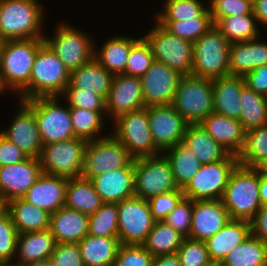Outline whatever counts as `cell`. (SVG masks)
<instances>
[{"mask_svg":"<svg viewBox=\"0 0 267 266\" xmlns=\"http://www.w3.org/2000/svg\"><path fill=\"white\" fill-rule=\"evenodd\" d=\"M69 69L44 43L37 51L29 84L16 96L20 101L37 97H60L70 83Z\"/></svg>","mask_w":267,"mask_h":266,"instance_id":"cell-1","label":"cell"},{"mask_svg":"<svg viewBox=\"0 0 267 266\" xmlns=\"http://www.w3.org/2000/svg\"><path fill=\"white\" fill-rule=\"evenodd\" d=\"M38 0H0V38H44L46 14Z\"/></svg>","mask_w":267,"mask_h":266,"instance_id":"cell-2","label":"cell"},{"mask_svg":"<svg viewBox=\"0 0 267 266\" xmlns=\"http://www.w3.org/2000/svg\"><path fill=\"white\" fill-rule=\"evenodd\" d=\"M230 219L251 221L262 207L259 197V168L238 164L221 198Z\"/></svg>","mask_w":267,"mask_h":266,"instance_id":"cell-3","label":"cell"},{"mask_svg":"<svg viewBox=\"0 0 267 266\" xmlns=\"http://www.w3.org/2000/svg\"><path fill=\"white\" fill-rule=\"evenodd\" d=\"M44 43V38L5 41L0 59V76L4 87L15 92V96L29 84L37 51Z\"/></svg>","mask_w":267,"mask_h":266,"instance_id":"cell-4","label":"cell"},{"mask_svg":"<svg viewBox=\"0 0 267 266\" xmlns=\"http://www.w3.org/2000/svg\"><path fill=\"white\" fill-rule=\"evenodd\" d=\"M231 43L214 25L193 43L191 76L215 80L229 75Z\"/></svg>","mask_w":267,"mask_h":266,"instance_id":"cell-5","label":"cell"},{"mask_svg":"<svg viewBox=\"0 0 267 266\" xmlns=\"http://www.w3.org/2000/svg\"><path fill=\"white\" fill-rule=\"evenodd\" d=\"M59 22L53 37L45 35L44 40L71 72L94 58L95 37L65 20Z\"/></svg>","mask_w":267,"mask_h":266,"instance_id":"cell-6","label":"cell"},{"mask_svg":"<svg viewBox=\"0 0 267 266\" xmlns=\"http://www.w3.org/2000/svg\"><path fill=\"white\" fill-rule=\"evenodd\" d=\"M61 97H37L23 101L36 118L43 145L72 139L75 137L70 107L63 106Z\"/></svg>","mask_w":267,"mask_h":266,"instance_id":"cell-7","label":"cell"},{"mask_svg":"<svg viewBox=\"0 0 267 266\" xmlns=\"http://www.w3.org/2000/svg\"><path fill=\"white\" fill-rule=\"evenodd\" d=\"M171 105L189 124L201 123L214 112L213 80L183 76Z\"/></svg>","mask_w":267,"mask_h":266,"instance_id":"cell-8","label":"cell"},{"mask_svg":"<svg viewBox=\"0 0 267 266\" xmlns=\"http://www.w3.org/2000/svg\"><path fill=\"white\" fill-rule=\"evenodd\" d=\"M113 122L111 133L134 158L160 155L149 127L147 107L123 114Z\"/></svg>","mask_w":267,"mask_h":266,"instance_id":"cell-9","label":"cell"},{"mask_svg":"<svg viewBox=\"0 0 267 266\" xmlns=\"http://www.w3.org/2000/svg\"><path fill=\"white\" fill-rule=\"evenodd\" d=\"M150 44L155 61L162 62L183 76H190L193 68V43L170 34L159 23L143 36Z\"/></svg>","mask_w":267,"mask_h":266,"instance_id":"cell-10","label":"cell"},{"mask_svg":"<svg viewBox=\"0 0 267 266\" xmlns=\"http://www.w3.org/2000/svg\"><path fill=\"white\" fill-rule=\"evenodd\" d=\"M88 141L74 137L43 145L39 161L42 173L67 178L81 177Z\"/></svg>","mask_w":267,"mask_h":266,"instance_id":"cell-11","label":"cell"},{"mask_svg":"<svg viewBox=\"0 0 267 266\" xmlns=\"http://www.w3.org/2000/svg\"><path fill=\"white\" fill-rule=\"evenodd\" d=\"M238 164V158L233 154L222 161L201 164L199 171L182 189L184 197L193 201L221 199L230 175Z\"/></svg>","mask_w":267,"mask_h":266,"instance_id":"cell-12","label":"cell"},{"mask_svg":"<svg viewBox=\"0 0 267 266\" xmlns=\"http://www.w3.org/2000/svg\"><path fill=\"white\" fill-rule=\"evenodd\" d=\"M134 183L135 196L144 200L178 189L171 166L162 153L134 159Z\"/></svg>","mask_w":267,"mask_h":266,"instance_id":"cell-13","label":"cell"},{"mask_svg":"<svg viewBox=\"0 0 267 266\" xmlns=\"http://www.w3.org/2000/svg\"><path fill=\"white\" fill-rule=\"evenodd\" d=\"M122 167H134V158L112 134L88 141L82 177L91 179Z\"/></svg>","mask_w":267,"mask_h":266,"instance_id":"cell-14","label":"cell"},{"mask_svg":"<svg viewBox=\"0 0 267 266\" xmlns=\"http://www.w3.org/2000/svg\"><path fill=\"white\" fill-rule=\"evenodd\" d=\"M156 220L147 200L133 196L118 203V239L125 245H142Z\"/></svg>","mask_w":267,"mask_h":266,"instance_id":"cell-15","label":"cell"},{"mask_svg":"<svg viewBox=\"0 0 267 266\" xmlns=\"http://www.w3.org/2000/svg\"><path fill=\"white\" fill-rule=\"evenodd\" d=\"M147 112L152 139L161 152L183 142L189 123L172 105L148 106Z\"/></svg>","mask_w":267,"mask_h":266,"instance_id":"cell-16","label":"cell"},{"mask_svg":"<svg viewBox=\"0 0 267 266\" xmlns=\"http://www.w3.org/2000/svg\"><path fill=\"white\" fill-rule=\"evenodd\" d=\"M182 77L183 75L166 64L154 61L140 77L145 107L171 105Z\"/></svg>","mask_w":267,"mask_h":266,"instance_id":"cell-17","label":"cell"},{"mask_svg":"<svg viewBox=\"0 0 267 266\" xmlns=\"http://www.w3.org/2000/svg\"><path fill=\"white\" fill-rule=\"evenodd\" d=\"M145 108L140 77L126 74L114 75L106 99V117L111 122L117 117ZM109 116V117H108Z\"/></svg>","mask_w":267,"mask_h":266,"instance_id":"cell-18","label":"cell"},{"mask_svg":"<svg viewBox=\"0 0 267 266\" xmlns=\"http://www.w3.org/2000/svg\"><path fill=\"white\" fill-rule=\"evenodd\" d=\"M41 174L39 158L35 157L0 167V198L5 204L23 198Z\"/></svg>","mask_w":267,"mask_h":266,"instance_id":"cell-19","label":"cell"},{"mask_svg":"<svg viewBox=\"0 0 267 266\" xmlns=\"http://www.w3.org/2000/svg\"><path fill=\"white\" fill-rule=\"evenodd\" d=\"M17 110L8 128L0 133L28 157L39 158L43 144L34 112L20 100Z\"/></svg>","mask_w":267,"mask_h":266,"instance_id":"cell-20","label":"cell"},{"mask_svg":"<svg viewBox=\"0 0 267 266\" xmlns=\"http://www.w3.org/2000/svg\"><path fill=\"white\" fill-rule=\"evenodd\" d=\"M230 220L227 209L219 200L193 201L189 238L206 241Z\"/></svg>","mask_w":267,"mask_h":266,"instance_id":"cell-21","label":"cell"},{"mask_svg":"<svg viewBox=\"0 0 267 266\" xmlns=\"http://www.w3.org/2000/svg\"><path fill=\"white\" fill-rule=\"evenodd\" d=\"M50 230L20 233L17 237L13 265L37 266L51 259L56 246Z\"/></svg>","mask_w":267,"mask_h":266,"instance_id":"cell-22","label":"cell"},{"mask_svg":"<svg viewBox=\"0 0 267 266\" xmlns=\"http://www.w3.org/2000/svg\"><path fill=\"white\" fill-rule=\"evenodd\" d=\"M68 178L42 173L23 197L28 203L52 214L65 206Z\"/></svg>","mask_w":267,"mask_h":266,"instance_id":"cell-23","label":"cell"},{"mask_svg":"<svg viewBox=\"0 0 267 266\" xmlns=\"http://www.w3.org/2000/svg\"><path fill=\"white\" fill-rule=\"evenodd\" d=\"M102 202L119 203L135 196L134 167H122L90 179Z\"/></svg>","mask_w":267,"mask_h":266,"instance_id":"cell-24","label":"cell"},{"mask_svg":"<svg viewBox=\"0 0 267 266\" xmlns=\"http://www.w3.org/2000/svg\"><path fill=\"white\" fill-rule=\"evenodd\" d=\"M261 37L230 45L229 75L244 77L254 69L267 65V42L262 41Z\"/></svg>","mask_w":267,"mask_h":266,"instance_id":"cell-25","label":"cell"},{"mask_svg":"<svg viewBox=\"0 0 267 266\" xmlns=\"http://www.w3.org/2000/svg\"><path fill=\"white\" fill-rule=\"evenodd\" d=\"M200 125L231 154L238 156L245 142V130L237 119L213 112Z\"/></svg>","mask_w":267,"mask_h":266,"instance_id":"cell-26","label":"cell"},{"mask_svg":"<svg viewBox=\"0 0 267 266\" xmlns=\"http://www.w3.org/2000/svg\"><path fill=\"white\" fill-rule=\"evenodd\" d=\"M89 215L61 207L50 214L49 230L57 244L79 243L88 234Z\"/></svg>","mask_w":267,"mask_h":266,"instance_id":"cell-27","label":"cell"},{"mask_svg":"<svg viewBox=\"0 0 267 266\" xmlns=\"http://www.w3.org/2000/svg\"><path fill=\"white\" fill-rule=\"evenodd\" d=\"M250 234V221L230 219L223 228L205 241L210 260L222 262L230 251Z\"/></svg>","mask_w":267,"mask_h":266,"instance_id":"cell-28","label":"cell"},{"mask_svg":"<svg viewBox=\"0 0 267 266\" xmlns=\"http://www.w3.org/2000/svg\"><path fill=\"white\" fill-rule=\"evenodd\" d=\"M138 39L139 38H134L132 36H125V34H116L105 40L100 47H98L97 42L94 41V59L113 75L123 74L125 72L131 46Z\"/></svg>","mask_w":267,"mask_h":266,"instance_id":"cell-29","label":"cell"},{"mask_svg":"<svg viewBox=\"0 0 267 266\" xmlns=\"http://www.w3.org/2000/svg\"><path fill=\"white\" fill-rule=\"evenodd\" d=\"M245 86L242 76L228 75L213 80L214 112L239 120L240 96Z\"/></svg>","mask_w":267,"mask_h":266,"instance_id":"cell-30","label":"cell"},{"mask_svg":"<svg viewBox=\"0 0 267 266\" xmlns=\"http://www.w3.org/2000/svg\"><path fill=\"white\" fill-rule=\"evenodd\" d=\"M182 143L193 151L201 164L222 161L231 155L207 133L200 123L188 124Z\"/></svg>","mask_w":267,"mask_h":266,"instance_id":"cell-31","label":"cell"},{"mask_svg":"<svg viewBox=\"0 0 267 266\" xmlns=\"http://www.w3.org/2000/svg\"><path fill=\"white\" fill-rule=\"evenodd\" d=\"M6 210L12 218L18 234L49 229L50 213L28 203L23 198L7 202Z\"/></svg>","mask_w":267,"mask_h":266,"instance_id":"cell-32","label":"cell"},{"mask_svg":"<svg viewBox=\"0 0 267 266\" xmlns=\"http://www.w3.org/2000/svg\"><path fill=\"white\" fill-rule=\"evenodd\" d=\"M114 75L102 67L96 59L71 71L70 83L66 88H83L93 91L105 101L111 89Z\"/></svg>","mask_w":267,"mask_h":266,"instance_id":"cell-33","label":"cell"},{"mask_svg":"<svg viewBox=\"0 0 267 266\" xmlns=\"http://www.w3.org/2000/svg\"><path fill=\"white\" fill-rule=\"evenodd\" d=\"M84 266H113L121 242L118 237L87 234L79 243Z\"/></svg>","mask_w":267,"mask_h":266,"instance_id":"cell-34","label":"cell"},{"mask_svg":"<svg viewBox=\"0 0 267 266\" xmlns=\"http://www.w3.org/2000/svg\"><path fill=\"white\" fill-rule=\"evenodd\" d=\"M90 179L84 177L68 178L65 195V207L91 215L102 205Z\"/></svg>","mask_w":267,"mask_h":266,"instance_id":"cell-35","label":"cell"},{"mask_svg":"<svg viewBox=\"0 0 267 266\" xmlns=\"http://www.w3.org/2000/svg\"><path fill=\"white\" fill-rule=\"evenodd\" d=\"M162 154L171 166L175 184L179 189H183L199 171L201 163L193 151L183 143L176 144L163 151Z\"/></svg>","mask_w":267,"mask_h":266,"instance_id":"cell-36","label":"cell"},{"mask_svg":"<svg viewBox=\"0 0 267 266\" xmlns=\"http://www.w3.org/2000/svg\"><path fill=\"white\" fill-rule=\"evenodd\" d=\"M224 266H267V243L250 234L223 259Z\"/></svg>","mask_w":267,"mask_h":266,"instance_id":"cell-37","label":"cell"},{"mask_svg":"<svg viewBox=\"0 0 267 266\" xmlns=\"http://www.w3.org/2000/svg\"><path fill=\"white\" fill-rule=\"evenodd\" d=\"M184 236L164 221H156L142 246L152 255L177 253Z\"/></svg>","mask_w":267,"mask_h":266,"instance_id":"cell-38","label":"cell"},{"mask_svg":"<svg viewBox=\"0 0 267 266\" xmlns=\"http://www.w3.org/2000/svg\"><path fill=\"white\" fill-rule=\"evenodd\" d=\"M240 116L245 131L267 124V97L245 86L240 96Z\"/></svg>","mask_w":267,"mask_h":266,"instance_id":"cell-39","label":"cell"},{"mask_svg":"<svg viewBox=\"0 0 267 266\" xmlns=\"http://www.w3.org/2000/svg\"><path fill=\"white\" fill-rule=\"evenodd\" d=\"M215 26L232 44L259 38V25L254 14L232 15L221 18Z\"/></svg>","mask_w":267,"mask_h":266,"instance_id":"cell-40","label":"cell"},{"mask_svg":"<svg viewBox=\"0 0 267 266\" xmlns=\"http://www.w3.org/2000/svg\"><path fill=\"white\" fill-rule=\"evenodd\" d=\"M70 116L74 135L86 141H93L105 137L101 134L104 127L106 111H91L77 107H70Z\"/></svg>","mask_w":267,"mask_h":266,"instance_id":"cell-41","label":"cell"},{"mask_svg":"<svg viewBox=\"0 0 267 266\" xmlns=\"http://www.w3.org/2000/svg\"><path fill=\"white\" fill-rule=\"evenodd\" d=\"M237 158L240 165L253 168L267 161V124L245 132V142Z\"/></svg>","mask_w":267,"mask_h":266,"instance_id":"cell-42","label":"cell"},{"mask_svg":"<svg viewBox=\"0 0 267 266\" xmlns=\"http://www.w3.org/2000/svg\"><path fill=\"white\" fill-rule=\"evenodd\" d=\"M170 34L194 43L214 26L209 8L199 17L181 21H155Z\"/></svg>","mask_w":267,"mask_h":266,"instance_id":"cell-43","label":"cell"},{"mask_svg":"<svg viewBox=\"0 0 267 266\" xmlns=\"http://www.w3.org/2000/svg\"><path fill=\"white\" fill-rule=\"evenodd\" d=\"M88 234L97 237H118V203L103 202L89 215Z\"/></svg>","mask_w":267,"mask_h":266,"instance_id":"cell-44","label":"cell"},{"mask_svg":"<svg viewBox=\"0 0 267 266\" xmlns=\"http://www.w3.org/2000/svg\"><path fill=\"white\" fill-rule=\"evenodd\" d=\"M202 0H175L166 3L161 11H157L155 21H181L199 18L208 4Z\"/></svg>","mask_w":267,"mask_h":266,"instance_id":"cell-45","label":"cell"},{"mask_svg":"<svg viewBox=\"0 0 267 266\" xmlns=\"http://www.w3.org/2000/svg\"><path fill=\"white\" fill-rule=\"evenodd\" d=\"M154 61L150 44L143 36L139 37L131 46L123 74L141 77L151 67Z\"/></svg>","mask_w":267,"mask_h":266,"instance_id":"cell-46","label":"cell"},{"mask_svg":"<svg viewBox=\"0 0 267 266\" xmlns=\"http://www.w3.org/2000/svg\"><path fill=\"white\" fill-rule=\"evenodd\" d=\"M18 232L5 209L0 214V264H12L16 252Z\"/></svg>","mask_w":267,"mask_h":266,"instance_id":"cell-47","label":"cell"},{"mask_svg":"<svg viewBox=\"0 0 267 266\" xmlns=\"http://www.w3.org/2000/svg\"><path fill=\"white\" fill-rule=\"evenodd\" d=\"M62 97L69 107L91 111H106V101L93 91L83 88H65Z\"/></svg>","mask_w":267,"mask_h":266,"instance_id":"cell-48","label":"cell"},{"mask_svg":"<svg viewBox=\"0 0 267 266\" xmlns=\"http://www.w3.org/2000/svg\"><path fill=\"white\" fill-rule=\"evenodd\" d=\"M181 266H205L210 262L205 241L184 238L177 251Z\"/></svg>","mask_w":267,"mask_h":266,"instance_id":"cell-49","label":"cell"},{"mask_svg":"<svg viewBox=\"0 0 267 266\" xmlns=\"http://www.w3.org/2000/svg\"><path fill=\"white\" fill-rule=\"evenodd\" d=\"M207 3L214 25L224 17L253 14L250 0H209Z\"/></svg>","mask_w":267,"mask_h":266,"instance_id":"cell-50","label":"cell"},{"mask_svg":"<svg viewBox=\"0 0 267 266\" xmlns=\"http://www.w3.org/2000/svg\"><path fill=\"white\" fill-rule=\"evenodd\" d=\"M193 200L183 198L163 220L168 226L189 238L192 223Z\"/></svg>","mask_w":267,"mask_h":266,"instance_id":"cell-51","label":"cell"},{"mask_svg":"<svg viewBox=\"0 0 267 266\" xmlns=\"http://www.w3.org/2000/svg\"><path fill=\"white\" fill-rule=\"evenodd\" d=\"M183 198L182 189L178 188L177 190L153 196L147 202L153 218L156 221H163Z\"/></svg>","mask_w":267,"mask_h":266,"instance_id":"cell-52","label":"cell"},{"mask_svg":"<svg viewBox=\"0 0 267 266\" xmlns=\"http://www.w3.org/2000/svg\"><path fill=\"white\" fill-rule=\"evenodd\" d=\"M153 256L142 245L121 244L113 266H152Z\"/></svg>","mask_w":267,"mask_h":266,"instance_id":"cell-53","label":"cell"},{"mask_svg":"<svg viewBox=\"0 0 267 266\" xmlns=\"http://www.w3.org/2000/svg\"><path fill=\"white\" fill-rule=\"evenodd\" d=\"M50 260L56 266H84L78 243L56 244Z\"/></svg>","mask_w":267,"mask_h":266,"instance_id":"cell-54","label":"cell"},{"mask_svg":"<svg viewBox=\"0 0 267 266\" xmlns=\"http://www.w3.org/2000/svg\"><path fill=\"white\" fill-rule=\"evenodd\" d=\"M25 152L0 133V167L27 159Z\"/></svg>","mask_w":267,"mask_h":266,"instance_id":"cell-55","label":"cell"},{"mask_svg":"<svg viewBox=\"0 0 267 266\" xmlns=\"http://www.w3.org/2000/svg\"><path fill=\"white\" fill-rule=\"evenodd\" d=\"M243 78L249 89L267 97V65L254 69Z\"/></svg>","mask_w":267,"mask_h":266,"instance_id":"cell-56","label":"cell"},{"mask_svg":"<svg viewBox=\"0 0 267 266\" xmlns=\"http://www.w3.org/2000/svg\"><path fill=\"white\" fill-rule=\"evenodd\" d=\"M250 223L251 234L267 243V205L259 209Z\"/></svg>","mask_w":267,"mask_h":266,"instance_id":"cell-57","label":"cell"},{"mask_svg":"<svg viewBox=\"0 0 267 266\" xmlns=\"http://www.w3.org/2000/svg\"><path fill=\"white\" fill-rule=\"evenodd\" d=\"M152 266H181L177 253L153 256Z\"/></svg>","mask_w":267,"mask_h":266,"instance_id":"cell-58","label":"cell"},{"mask_svg":"<svg viewBox=\"0 0 267 266\" xmlns=\"http://www.w3.org/2000/svg\"><path fill=\"white\" fill-rule=\"evenodd\" d=\"M253 14L258 25L267 27V0H259L253 4Z\"/></svg>","mask_w":267,"mask_h":266,"instance_id":"cell-59","label":"cell"},{"mask_svg":"<svg viewBox=\"0 0 267 266\" xmlns=\"http://www.w3.org/2000/svg\"><path fill=\"white\" fill-rule=\"evenodd\" d=\"M259 197L261 200V205H267V177L262 175L259 170Z\"/></svg>","mask_w":267,"mask_h":266,"instance_id":"cell-60","label":"cell"},{"mask_svg":"<svg viewBox=\"0 0 267 266\" xmlns=\"http://www.w3.org/2000/svg\"><path fill=\"white\" fill-rule=\"evenodd\" d=\"M262 175L267 177V161L259 167Z\"/></svg>","mask_w":267,"mask_h":266,"instance_id":"cell-61","label":"cell"},{"mask_svg":"<svg viewBox=\"0 0 267 266\" xmlns=\"http://www.w3.org/2000/svg\"><path fill=\"white\" fill-rule=\"evenodd\" d=\"M205 266H224L221 261H210Z\"/></svg>","mask_w":267,"mask_h":266,"instance_id":"cell-62","label":"cell"},{"mask_svg":"<svg viewBox=\"0 0 267 266\" xmlns=\"http://www.w3.org/2000/svg\"><path fill=\"white\" fill-rule=\"evenodd\" d=\"M8 90L4 87L0 76V96L5 95ZM5 93V94H4Z\"/></svg>","mask_w":267,"mask_h":266,"instance_id":"cell-63","label":"cell"},{"mask_svg":"<svg viewBox=\"0 0 267 266\" xmlns=\"http://www.w3.org/2000/svg\"><path fill=\"white\" fill-rule=\"evenodd\" d=\"M37 266H56V265L51 260H47L45 262L38 264Z\"/></svg>","mask_w":267,"mask_h":266,"instance_id":"cell-64","label":"cell"},{"mask_svg":"<svg viewBox=\"0 0 267 266\" xmlns=\"http://www.w3.org/2000/svg\"><path fill=\"white\" fill-rule=\"evenodd\" d=\"M6 209V204L4 201L0 198V214Z\"/></svg>","mask_w":267,"mask_h":266,"instance_id":"cell-65","label":"cell"},{"mask_svg":"<svg viewBox=\"0 0 267 266\" xmlns=\"http://www.w3.org/2000/svg\"><path fill=\"white\" fill-rule=\"evenodd\" d=\"M4 43H5V40L0 38V59H1V54H2V49H3Z\"/></svg>","mask_w":267,"mask_h":266,"instance_id":"cell-66","label":"cell"},{"mask_svg":"<svg viewBox=\"0 0 267 266\" xmlns=\"http://www.w3.org/2000/svg\"><path fill=\"white\" fill-rule=\"evenodd\" d=\"M0 266H16V265H13V264H0Z\"/></svg>","mask_w":267,"mask_h":266,"instance_id":"cell-67","label":"cell"},{"mask_svg":"<svg viewBox=\"0 0 267 266\" xmlns=\"http://www.w3.org/2000/svg\"><path fill=\"white\" fill-rule=\"evenodd\" d=\"M171 1H175V0H164L163 3H164V2H165V3H164L163 5H165L166 3H169V2H171Z\"/></svg>","mask_w":267,"mask_h":266,"instance_id":"cell-68","label":"cell"},{"mask_svg":"<svg viewBox=\"0 0 267 266\" xmlns=\"http://www.w3.org/2000/svg\"><path fill=\"white\" fill-rule=\"evenodd\" d=\"M252 2V4H254L255 2L259 1V0H250Z\"/></svg>","mask_w":267,"mask_h":266,"instance_id":"cell-69","label":"cell"}]
</instances>
